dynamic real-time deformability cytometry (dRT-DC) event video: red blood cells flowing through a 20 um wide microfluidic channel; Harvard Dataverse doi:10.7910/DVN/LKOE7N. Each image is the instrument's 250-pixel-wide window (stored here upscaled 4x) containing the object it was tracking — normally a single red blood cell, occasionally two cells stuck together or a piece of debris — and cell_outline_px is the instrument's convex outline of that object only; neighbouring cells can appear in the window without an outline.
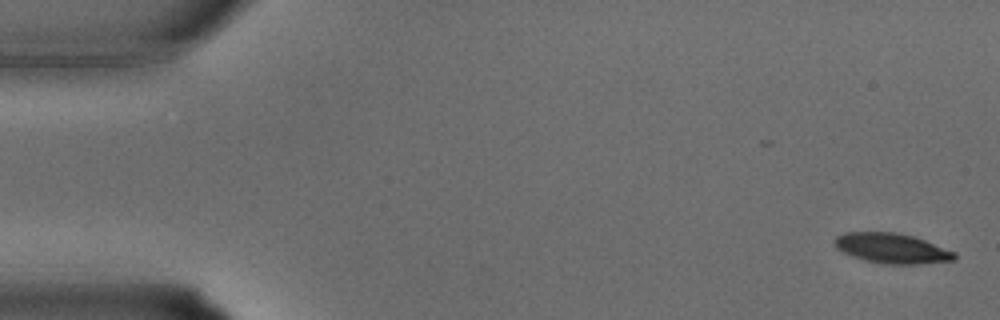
{"species": "common noctule bat (a hibernating species)", "species_latin": "Nyctalus noctula", "temperature_condition": "warm", "stored_images_in_passage": 34, "camera_frame_rate_fps": 3000, "um_per_image_px": 0.085, "animal": {"sex": "male", "body_mass_g": 15.6}, "frame": {"image": 1, "passage_image": 1, "time_ms": 0.0, "image_size_px": [1000, 320], "cell_outline_px": [[956, 260], [916, 264], [888, 264], [864, 260], [852, 256], [836, 248], [832, 244], [832, 240], [836, 236], [844, 232], [896, 232], [912, 236], [924, 240], [956, 252]], "centroid_in_image_um": [75.77, 21.1], "position_along_channel_um": 9.2, "area_um2": 21.04}}
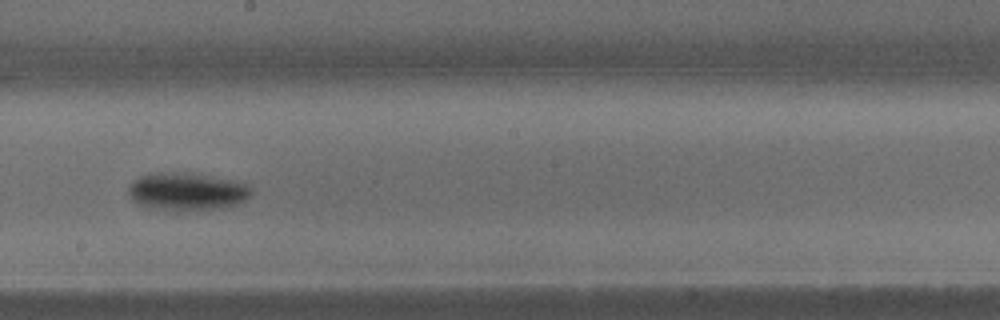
{"frame": {"image": 2, "passage_image": 19, "time_ms": 6.0, "image_size_px": [1000, 320], "cell_outline_px": [[252, 192], [244, 200], [236, 204], [220, 208], [176, 212], [156, 208], [140, 204], [128, 192], [128, 184], [140, 176], [160, 172], [204, 176], [236, 180], [252, 188]], "centroid_in_image_um": [15.89, 16.3], "position_along_channel_um": 232.3, "area_um2": 26.41}}
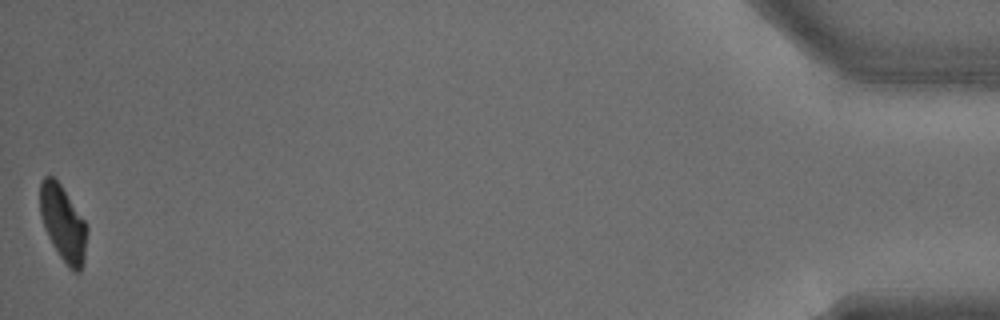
{"frame": {"image": 3, "passage_image": 34, "time_ms": 11.0, "image_size_px": [1000, 320], "cell_outline_px": [[88, 228], [84, 260], [80, 272], [72, 272], [68, 268], [52, 244], [44, 228], [40, 212], [40, 184], [44, 176], [52, 176], [60, 184], [84, 220]], "centroid_in_image_um": [5.36, 19.02], "position_along_channel_um": 429.8, "area_um2": 20.58}}